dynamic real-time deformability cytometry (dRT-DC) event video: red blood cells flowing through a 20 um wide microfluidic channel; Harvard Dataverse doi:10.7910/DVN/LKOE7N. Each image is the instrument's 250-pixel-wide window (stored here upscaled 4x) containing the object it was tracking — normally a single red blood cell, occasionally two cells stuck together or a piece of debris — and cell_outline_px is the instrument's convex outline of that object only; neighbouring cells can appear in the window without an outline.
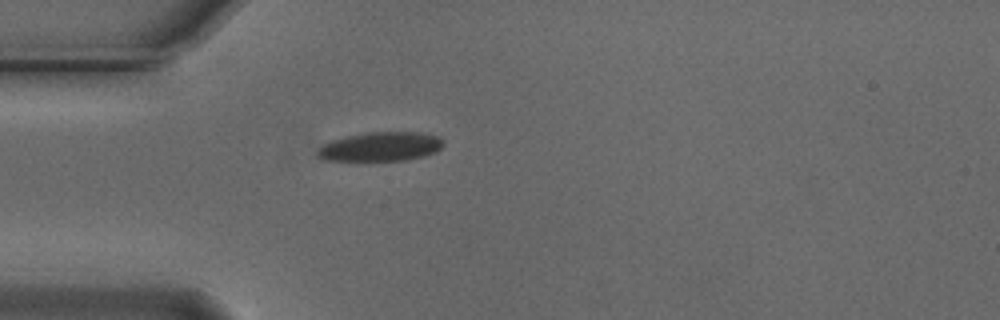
{"species": "Egyptian fruit bat (a non-hibernating species)", "species_latin": "Rousettus aegyptiacus", "temperature_condition": "cold", "stored_images_in_passage": 40, "camera_frame_rate_fps": 3000, "um_per_image_px": 0.085, "animal": {"sex": "male"}, "frame": {"image": 1, "passage_image": 1, "time_ms": 0.0, "image_size_px": [1000, 320], "cell_outline_px": [[444, 144], [436, 152], [424, 156], [408, 160], [320, 160], [316, 156], [316, 152], [324, 144], [332, 140], [348, 136], [368, 132], [424, 132], [440, 136], [444, 140]], "centroid_in_image_um": [32.4, 12.46], "position_along_channel_um": 52.6, "area_um2": 21.5}}
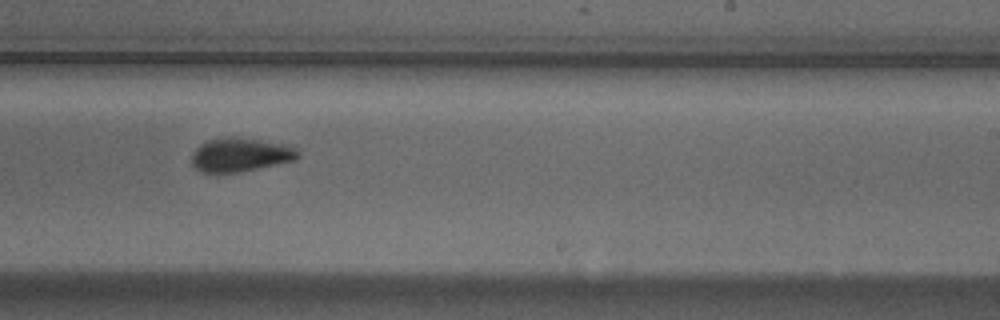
{"frame": {"image": 2, "passage_image": 19, "time_ms": 6.0, "image_size_px": [1000, 320], "cell_outline_px": [[300, 156], [296, 160], [236, 172], [200, 172], [192, 164], [192, 152], [200, 144], [208, 140], [224, 136], [236, 136], [292, 144], [300, 152]], "centroid_in_image_um": [20.47, 13.11], "position_along_channel_um": 268.5, "area_um2": 21.27}}
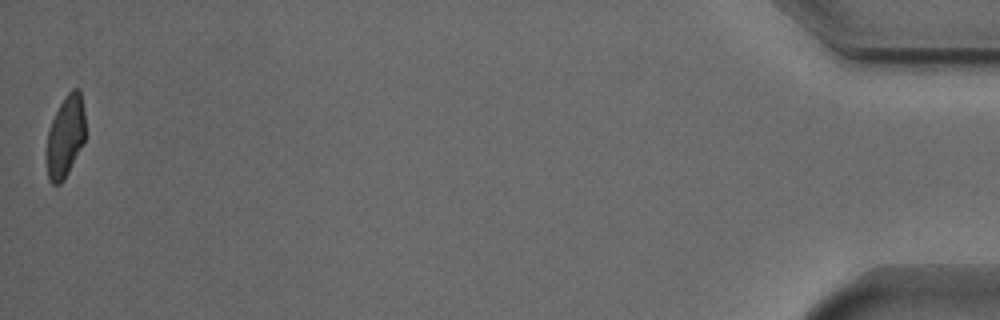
{"frame": {"image": 3, "passage_image": 40, "time_ms": 13.0, "image_size_px": [1000, 320], "cell_outline_px": [[84, 144], [64, 180], [60, 184], [52, 184], [48, 180], [48, 132], [52, 120], [64, 96], [72, 88], [80, 88], [84, 112]], "centroid_in_image_um": [5.59, 11.58], "position_along_channel_um": 429.6, "area_um2": 18.26}, "authors_computed_cell_mechanics": {"area_um2": 21.1259, "velocity_mm_per_s": 3.7426, "shape_relaxation_time_tau1_ms": 3.3193, "shape_relaxation_time_tau2_ms": 3.7924, "deformation_change_tau1": 0.1209, "deformation_change_tau2": 0.0761}}